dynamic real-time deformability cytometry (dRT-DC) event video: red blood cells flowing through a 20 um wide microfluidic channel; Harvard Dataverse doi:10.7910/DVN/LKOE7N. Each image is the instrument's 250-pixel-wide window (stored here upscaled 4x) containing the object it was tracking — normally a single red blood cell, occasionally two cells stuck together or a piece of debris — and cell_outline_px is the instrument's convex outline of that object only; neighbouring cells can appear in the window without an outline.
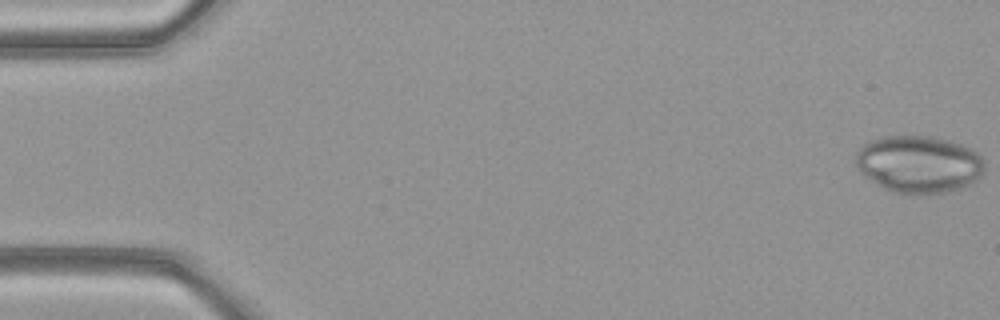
{"species": "common noctule bat (a hibernating species)", "species_latin": "Nyctalus noctula", "temperature_condition": "warm", "stored_images_in_passage": 51, "camera_frame_rate_fps": 3000, "um_per_image_px": 0.085, "animal": {"sex": "female", "body_mass_g": 21.9}, "frame": {"image": 1, "passage_image": 1, "time_ms": 0.0, "image_size_px": [1000, 320], "cell_outline_px": [[984, 172], [976, 180], [960, 188], [948, 192], [916, 196], [908, 196], [884, 188], [876, 184], [864, 176], [856, 168], [856, 152], [864, 144], [872, 140], [884, 136], [936, 136], [952, 140], [964, 144], [972, 148], [980, 156], [984, 164]], "centroid_in_image_um": [78.11, 13.97], "position_along_channel_um": 6.9, "area_um2": 43.75}}
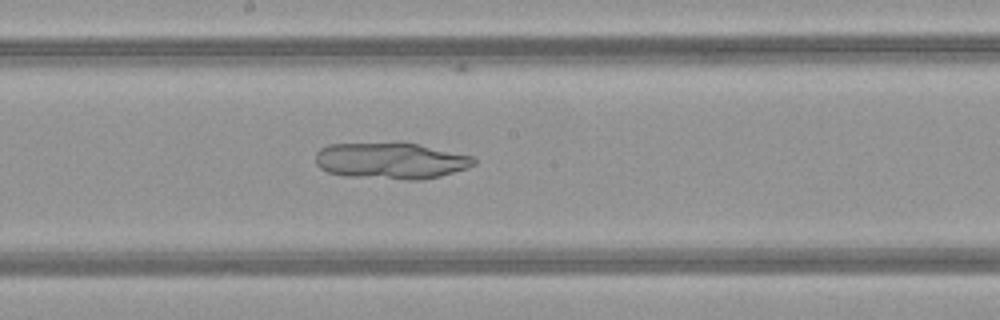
{"frame": {"image": 2, "passage_image": 27, "time_ms": 8.667, "image_size_px": [1000, 320], "cell_outline_px": [[476, 164], [468, 168], [440, 176], [420, 180], [404, 180], [344, 176], [328, 172], [320, 168], [316, 164], [316, 152], [320, 148], [328, 144], [396, 140], [420, 144], [472, 156], [476, 160]], "centroid_in_image_um": [33.2, 13.63], "position_along_channel_um": 215.0, "area_um2": 34.74}}
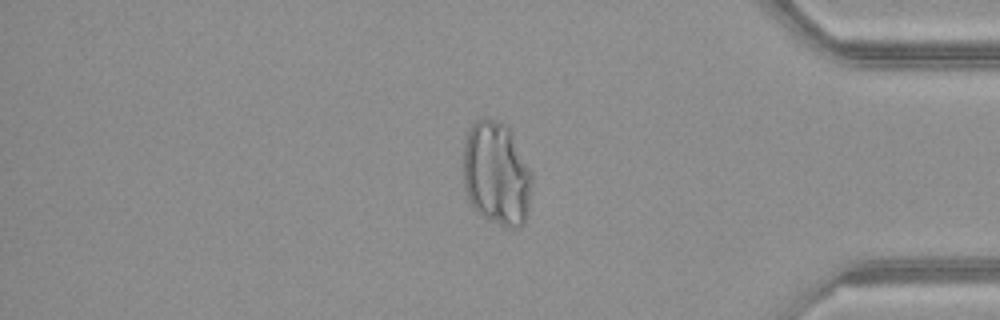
{"frame": {"image": 3, "passage_image": 42, "time_ms": 13.667, "image_size_px": [1000, 320], "cell_outline_px": [[532, 180], [528, 216], [524, 224], [520, 228], [508, 228], [476, 212], [472, 208], [468, 200], [464, 188], [464, 144], [468, 128], [480, 116], [484, 116], [500, 120], [508, 124], [532, 172]], "centroid_in_image_um": [42.21, 14.73], "position_along_channel_um": 393.0, "area_um2": 42.6}}